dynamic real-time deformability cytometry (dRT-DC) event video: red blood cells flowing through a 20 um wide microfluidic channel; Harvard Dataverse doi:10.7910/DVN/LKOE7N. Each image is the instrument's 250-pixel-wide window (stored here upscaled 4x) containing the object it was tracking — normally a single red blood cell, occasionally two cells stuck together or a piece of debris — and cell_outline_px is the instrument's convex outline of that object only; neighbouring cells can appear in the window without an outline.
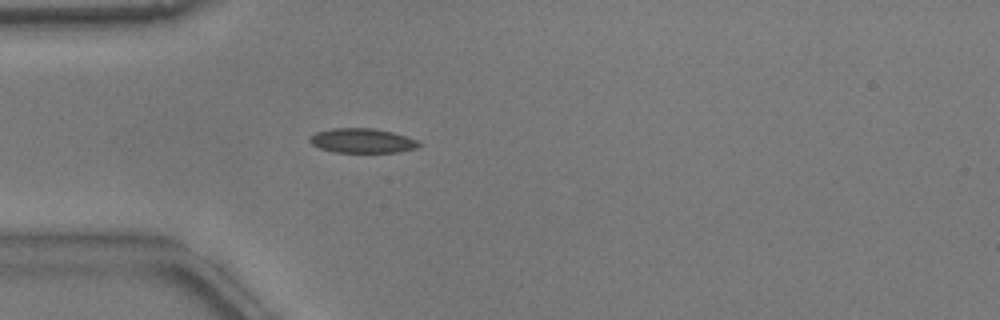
{"species": "common noctule bat (a hibernating species)", "species_latin": "Nyctalus noctula", "temperature_condition": "warm", "stored_images_in_passage": 47, "camera_frame_rate_fps": 3000, "um_per_image_px": 0.085, "animal": {"sex": "male", "body_mass_g": 17.9}, "frame": {"image": 1, "passage_image": 9, "time_ms": 2.667, "image_size_px": [1000, 320], "cell_outline_px": [[420, 144], [416, 148], [400, 152], [336, 152], [320, 148], [312, 144], [308, 140], [316, 132], [332, 128], [372, 128], [392, 132], [416, 140]], "centroid_in_image_um": [30.77, 11.96], "position_along_channel_um": 54.2, "area_um2": 15.37}}
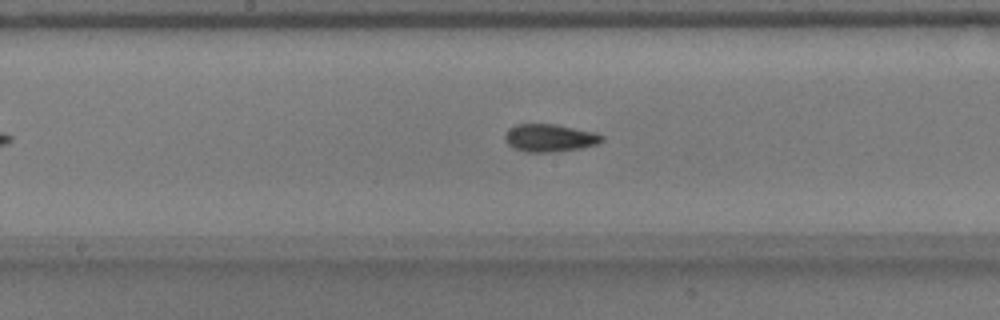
{"frame": {"image": 2, "passage_image": 21, "time_ms": 6.667, "image_size_px": [1000, 320], "cell_outline_px": [[604, 140], [596, 144], [580, 148], [548, 152], [524, 152], [512, 148], [504, 140], [504, 136], [508, 128], [516, 124], [556, 124], [592, 132], [604, 136]], "centroid_in_image_um": [46.66, 11.72], "position_along_channel_um": 201.5, "area_um2": 15.61}}
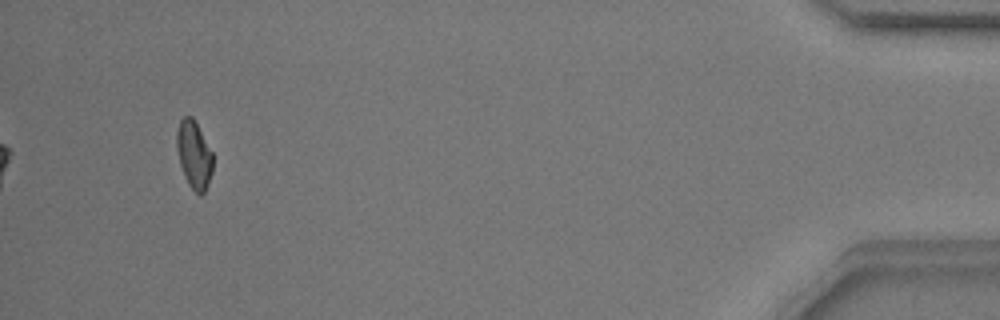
{"frame": {"image": 3, "passage_image": 44, "time_ms": 14.333, "image_size_px": [1000, 320], "cell_outline_px": [[212, 172], [208, 184], [204, 192], [200, 196], [188, 184], [184, 176], [180, 164], [176, 148], [176, 132], [180, 120], [184, 116], [192, 116], [212, 152]], "centroid_in_image_um": [16.47, 13.15], "position_along_channel_um": 418.7, "area_um2": 14.16}, "authors_computed_cell_mechanics": {"area_um2": 14.9702, "velocity_mm_per_s": 3.8121, "shape_relaxation_time_tau1_ms": null, "shape_relaxation_time_tau2_ms": 2.1273, "deformation_change_tau1": null, "deformation_change_tau2": 0.0757}}